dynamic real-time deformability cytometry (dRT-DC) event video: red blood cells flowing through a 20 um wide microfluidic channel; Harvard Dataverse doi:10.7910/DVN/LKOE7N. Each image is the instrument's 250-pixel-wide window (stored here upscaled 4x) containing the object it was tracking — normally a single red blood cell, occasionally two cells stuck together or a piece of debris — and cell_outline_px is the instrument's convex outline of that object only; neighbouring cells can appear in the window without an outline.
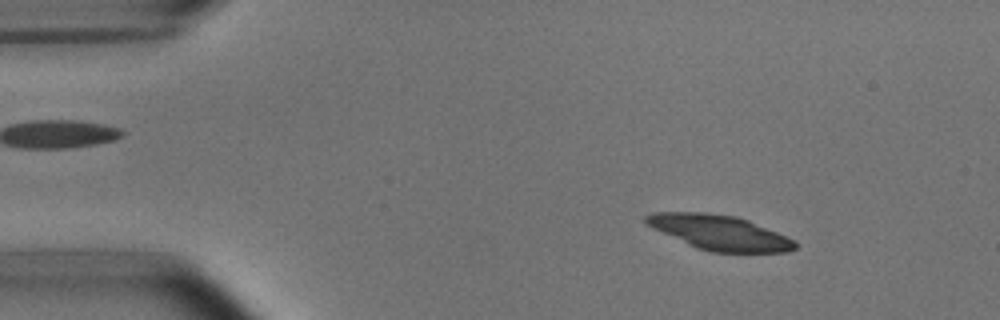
{"species": "common noctule bat (a hibernating species)", "species_latin": "Nyctalus noctula", "temperature_condition": "room temperature", "stored_images_in_passage": 3, "camera_frame_rate_fps": 3000, "um_per_image_px": 0.085, "animal": {"sex": "male", "body_mass_g": 15.6}, "frame": {"image": 1, "passage_image": 1, "time_ms": 0.0, "image_size_px": [1000, 320], "cell_outline_px": [[796, 248], [788, 252], [712, 252], [696, 248], [652, 228], [644, 224], [644, 216], [652, 212], [704, 212], [736, 216], [748, 220], [776, 232], [792, 240], [796, 244]], "centroid_in_image_um": [61.08, 19.75], "position_along_channel_um": 23.9, "area_um2": 30.06}}